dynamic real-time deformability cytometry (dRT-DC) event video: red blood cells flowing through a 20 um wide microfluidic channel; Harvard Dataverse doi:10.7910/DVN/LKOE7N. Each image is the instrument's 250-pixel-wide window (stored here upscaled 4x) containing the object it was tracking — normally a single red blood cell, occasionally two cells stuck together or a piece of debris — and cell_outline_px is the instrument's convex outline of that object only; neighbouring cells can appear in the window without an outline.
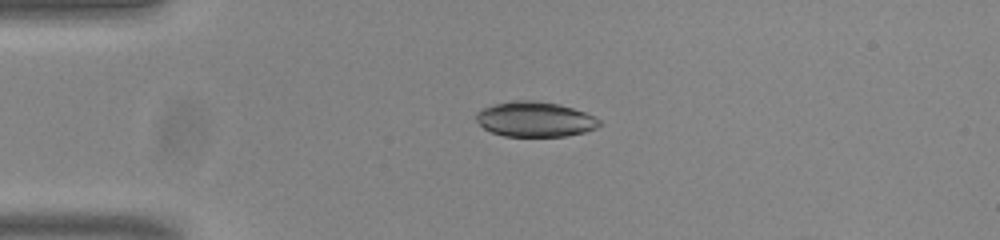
{"species": "common noctule bat (a hibernating species)", "species_latin": "Nyctalus noctula", "temperature_condition": "room temperature", "stored_images_in_passage": 39, "camera_frame_rate_fps": 3000, "um_per_image_px": 0.085, "animal": {"sex": "male", "body_mass_g": 20.0, "forearm_length_mm": 53.3}, "frame": {"image": 1, "passage_image": 1, "time_ms": 0.0, "image_size_px": [1000, 240], "cell_outline_px": [[604, 124], [596, 128], [584, 132], [564, 136], [504, 136], [492, 132], [484, 128], [476, 120], [476, 112], [484, 108], [496, 104], [512, 100], [536, 100], [560, 104], [584, 112], [600, 120]], "centroid_in_image_um": [45.49, 10.13], "position_along_channel_um": 39.5, "area_um2": 25.14}}
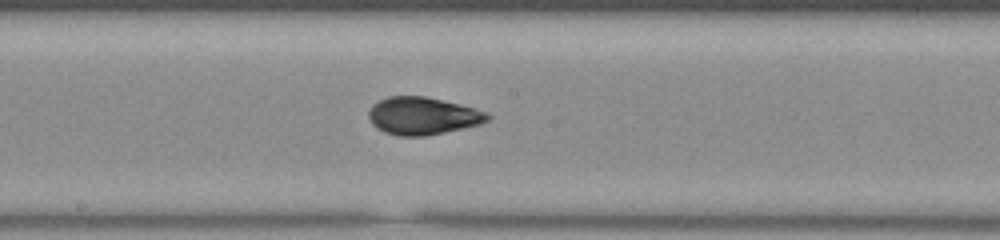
{"frame": {"image": 2, "passage_image": 17, "time_ms": 5.333, "image_size_px": [1000, 240], "cell_outline_px": [[492, 116], [488, 120], [480, 124], [444, 132], [424, 136], [400, 136], [384, 132], [376, 128], [372, 124], [368, 116], [368, 112], [372, 104], [388, 96], [424, 96], [460, 104], [488, 112]], "centroid_in_image_um": [35.91, 9.85], "position_along_channel_um": 212.3, "area_um2": 26.01}}
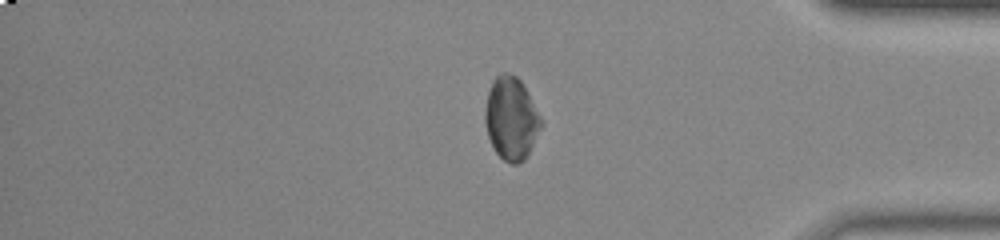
{"frame": {"image": 3, "passage_image": 33, "time_ms": 10.667, "image_size_px": [1000, 240], "cell_outline_px": [[540, 128], [528, 156], [524, 160], [516, 164], [512, 164], [504, 160], [496, 152], [488, 136], [484, 124], [484, 112], [488, 92], [492, 80], [500, 72], [508, 72], [516, 76], [520, 80], [540, 116]], "centroid_in_image_um": [43.41, 10.06], "position_along_channel_um": 391.8, "area_um2": 26.76}}